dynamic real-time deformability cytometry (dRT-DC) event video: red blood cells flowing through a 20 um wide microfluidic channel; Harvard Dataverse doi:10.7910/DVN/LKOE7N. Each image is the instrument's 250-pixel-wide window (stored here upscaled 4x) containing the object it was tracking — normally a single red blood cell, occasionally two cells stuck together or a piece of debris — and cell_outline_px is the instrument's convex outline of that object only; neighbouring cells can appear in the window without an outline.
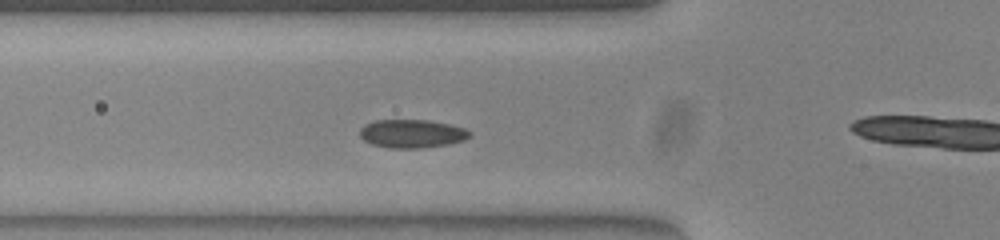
{"species": "common noctule bat (a hibernating species)", "species_latin": "Nyctalus noctula", "temperature_condition": "warm", "stored_images_in_passage": 37, "camera_frame_rate_fps": 3000, "um_per_image_px": 0.085, "animal": {"sex": "female", "body_mass_g": 23.0, "forearm_length_mm": 53.4}, "frame": {"image": 1, "passage_image": 2, "time_ms": 0.333, "image_size_px": [1000, 240], "cell_outline_px": [[472, 136], [464, 140], [448, 144], [420, 148], [388, 148], [372, 144], [364, 140], [360, 136], [360, 128], [364, 124], [376, 120], [428, 120], [452, 124], [464, 128], [472, 132]], "centroid_in_image_um": [35.03, 11.35], "position_along_channel_um": 90.8, "area_um2": 18.32}}
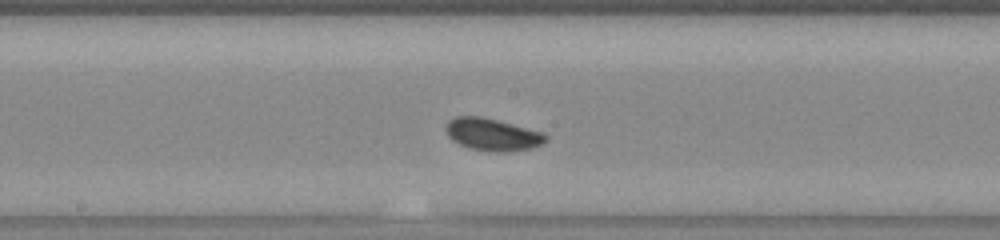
{"frame": {"image": 2, "passage_image": 11, "time_ms": 3.333, "image_size_px": [1000, 240], "cell_outline_px": [[548, 140], [544, 144], [532, 148], [500, 152], [496, 152], [472, 148], [460, 144], [452, 140], [448, 136], [444, 128], [448, 120], [456, 116], [480, 116], [544, 132], [548, 136]], "centroid_in_image_um": [41.87, 11.42], "position_along_channel_um": 206.3, "area_um2": 18.79}}
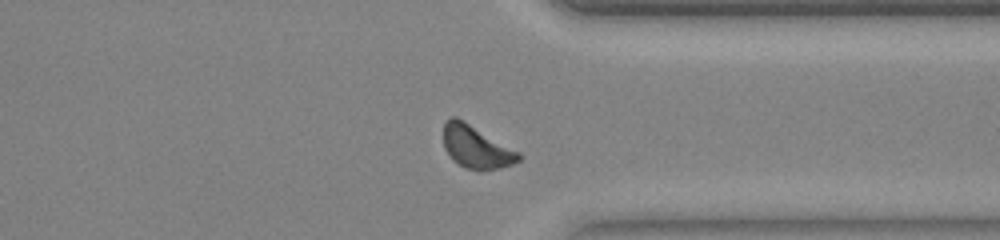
{"frame": {"image": 3, "passage_image": 24, "time_ms": 7.667, "image_size_px": [1000, 240], "cell_outline_px": [[524, 156], [520, 160], [512, 164], [500, 168], [480, 172], [464, 168], [452, 160], [448, 156], [444, 148], [444, 124], [452, 116], [456, 116], [520, 152]], "centroid_in_image_um": [40.49, 12.53], "position_along_channel_um": 370.9, "area_um2": 19.02}}